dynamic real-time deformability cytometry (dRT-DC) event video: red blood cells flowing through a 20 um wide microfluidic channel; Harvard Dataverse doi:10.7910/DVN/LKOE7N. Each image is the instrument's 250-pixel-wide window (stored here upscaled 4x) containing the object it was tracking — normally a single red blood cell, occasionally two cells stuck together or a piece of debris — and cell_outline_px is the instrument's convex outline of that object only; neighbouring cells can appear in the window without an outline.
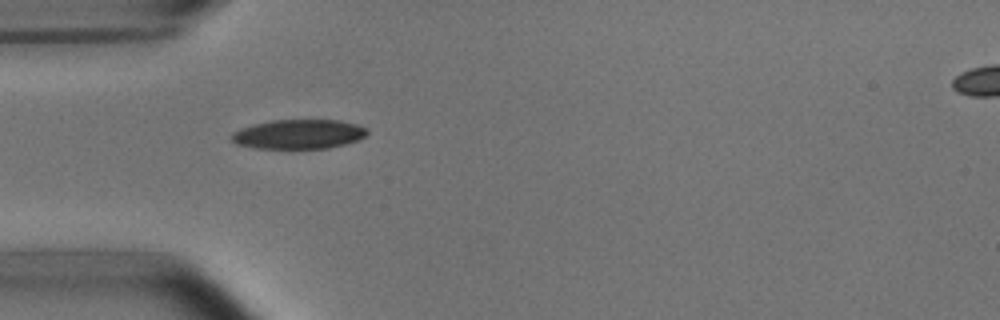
{"species": "common noctule bat (a hibernating species)", "species_latin": "Nyctalus noctula", "temperature_condition": "room temperature", "stored_images_in_passage": 16, "camera_frame_rate_fps": 3000, "um_per_image_px": 0.085, "animal": {"sex": "male", "body_mass_g": 15.6}, "frame": {"image": 1, "passage_image": 3, "time_ms": 0.667, "image_size_px": [1000, 320], "cell_outline_px": [[368, 132], [364, 136], [356, 140], [344, 144], [328, 148], [252, 148], [236, 144], [232, 140], [232, 132], [240, 128], [272, 120], [340, 120], [356, 124], [368, 128]], "centroid_in_image_um": [25.38, 11.4], "position_along_channel_um": 59.6, "area_um2": 23.12}}
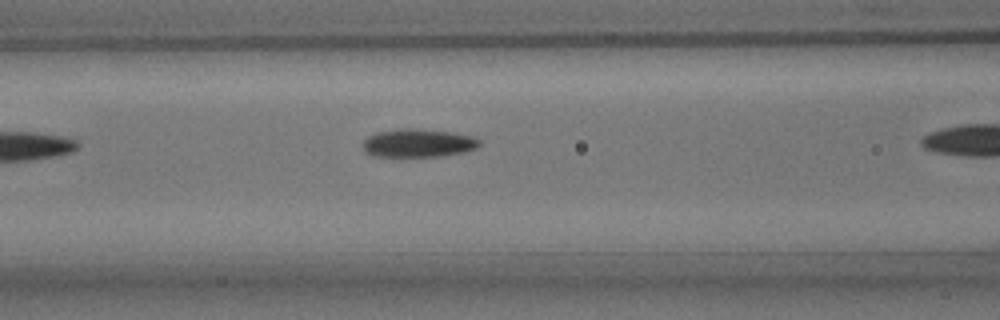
{"frame": {"image": 2, "passage_image": 5, "time_ms": 1.333, "image_size_px": [1000, 320], "cell_outline_px": [[480, 144], [476, 148], [464, 152], [440, 156], [372, 156], [364, 152], [364, 140], [368, 136], [376, 132], [400, 128], [408, 128], [448, 132], [472, 136], [480, 140]], "centroid_in_image_um": [35.51, 12.16], "position_along_channel_um": 131.1, "area_um2": 19.02}}